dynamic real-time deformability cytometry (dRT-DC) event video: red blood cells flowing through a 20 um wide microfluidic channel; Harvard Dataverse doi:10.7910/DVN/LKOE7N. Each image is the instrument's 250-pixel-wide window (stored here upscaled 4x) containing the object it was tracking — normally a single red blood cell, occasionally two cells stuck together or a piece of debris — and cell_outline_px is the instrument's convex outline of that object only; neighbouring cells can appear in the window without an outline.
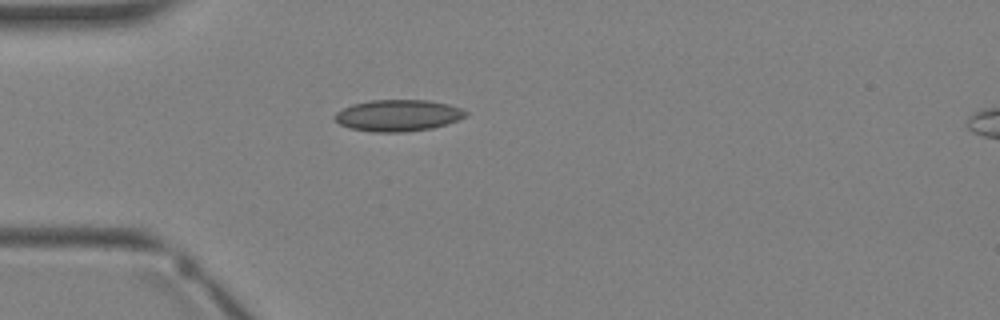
{"species": "Egyptian fruit bat (a non-hibernating species)", "species_latin": "Rousettus aegyptiacus", "temperature_condition": "warm", "stored_images_in_passage": 2, "camera_frame_rate_fps": 3000, "um_per_image_px": 0.085, "animal": {"sex": "female"}, "frame": {"image": 1, "passage_image": 2, "time_ms": 1.333, "image_size_px": [1000, 320], "cell_outline_px": [[468, 116], [448, 124], [432, 128], [400, 132], [372, 132], [352, 128], [340, 124], [332, 116], [336, 112], [352, 104], [368, 100], [428, 100], [448, 104], [460, 108], [468, 112]], "centroid_in_image_um": [33.85, 9.81], "position_along_channel_um": 51.2, "area_um2": 24.1}}